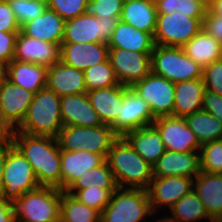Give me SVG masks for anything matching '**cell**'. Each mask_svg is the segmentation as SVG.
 Returning <instances> with one entry per match:
<instances>
[{
    "label": "cell",
    "instance_id": "4fadbf2b",
    "mask_svg": "<svg viewBox=\"0 0 222 222\" xmlns=\"http://www.w3.org/2000/svg\"><path fill=\"white\" fill-rule=\"evenodd\" d=\"M152 52L109 48V60L120 84L131 87L151 72Z\"/></svg>",
    "mask_w": 222,
    "mask_h": 222
},
{
    "label": "cell",
    "instance_id": "3957f363",
    "mask_svg": "<svg viewBox=\"0 0 222 222\" xmlns=\"http://www.w3.org/2000/svg\"><path fill=\"white\" fill-rule=\"evenodd\" d=\"M62 128L60 96L44 87L34 94L24 120L13 132L57 138Z\"/></svg>",
    "mask_w": 222,
    "mask_h": 222
},
{
    "label": "cell",
    "instance_id": "cb8c5ba5",
    "mask_svg": "<svg viewBox=\"0 0 222 222\" xmlns=\"http://www.w3.org/2000/svg\"><path fill=\"white\" fill-rule=\"evenodd\" d=\"M65 20L48 7L42 15L23 24L20 32L23 35L41 41L61 44L64 37Z\"/></svg>",
    "mask_w": 222,
    "mask_h": 222
},
{
    "label": "cell",
    "instance_id": "f35d334b",
    "mask_svg": "<svg viewBox=\"0 0 222 222\" xmlns=\"http://www.w3.org/2000/svg\"><path fill=\"white\" fill-rule=\"evenodd\" d=\"M8 2L20 26L42 15L48 7L47 3L40 0H9Z\"/></svg>",
    "mask_w": 222,
    "mask_h": 222
},
{
    "label": "cell",
    "instance_id": "9f6ffc18",
    "mask_svg": "<svg viewBox=\"0 0 222 222\" xmlns=\"http://www.w3.org/2000/svg\"><path fill=\"white\" fill-rule=\"evenodd\" d=\"M189 1H194L200 3L206 10L210 6V0H189Z\"/></svg>",
    "mask_w": 222,
    "mask_h": 222
},
{
    "label": "cell",
    "instance_id": "277c9868",
    "mask_svg": "<svg viewBox=\"0 0 222 222\" xmlns=\"http://www.w3.org/2000/svg\"><path fill=\"white\" fill-rule=\"evenodd\" d=\"M148 191L140 188H120L101 212L100 222H147L152 217Z\"/></svg>",
    "mask_w": 222,
    "mask_h": 222
},
{
    "label": "cell",
    "instance_id": "484cf974",
    "mask_svg": "<svg viewBox=\"0 0 222 222\" xmlns=\"http://www.w3.org/2000/svg\"><path fill=\"white\" fill-rule=\"evenodd\" d=\"M123 138L151 166L166 151L161 135L153 125L127 132Z\"/></svg>",
    "mask_w": 222,
    "mask_h": 222
},
{
    "label": "cell",
    "instance_id": "7bdbcfd3",
    "mask_svg": "<svg viewBox=\"0 0 222 222\" xmlns=\"http://www.w3.org/2000/svg\"><path fill=\"white\" fill-rule=\"evenodd\" d=\"M20 24L10 8L9 2L0 0V31L20 32Z\"/></svg>",
    "mask_w": 222,
    "mask_h": 222
},
{
    "label": "cell",
    "instance_id": "6da1fadb",
    "mask_svg": "<svg viewBox=\"0 0 222 222\" xmlns=\"http://www.w3.org/2000/svg\"><path fill=\"white\" fill-rule=\"evenodd\" d=\"M12 142L31 164L40 186L61 189V150L57 138L12 132Z\"/></svg>",
    "mask_w": 222,
    "mask_h": 222
},
{
    "label": "cell",
    "instance_id": "ba28073f",
    "mask_svg": "<svg viewBox=\"0 0 222 222\" xmlns=\"http://www.w3.org/2000/svg\"><path fill=\"white\" fill-rule=\"evenodd\" d=\"M3 181L4 190L0 195L12 202L40 187L31 164L14 144L7 151Z\"/></svg>",
    "mask_w": 222,
    "mask_h": 222
},
{
    "label": "cell",
    "instance_id": "8fae6325",
    "mask_svg": "<svg viewBox=\"0 0 222 222\" xmlns=\"http://www.w3.org/2000/svg\"><path fill=\"white\" fill-rule=\"evenodd\" d=\"M131 88L149 104L155 118L173 116L175 83L150 72Z\"/></svg>",
    "mask_w": 222,
    "mask_h": 222
},
{
    "label": "cell",
    "instance_id": "f5cc1de1",
    "mask_svg": "<svg viewBox=\"0 0 222 222\" xmlns=\"http://www.w3.org/2000/svg\"><path fill=\"white\" fill-rule=\"evenodd\" d=\"M213 14L222 17V0H210L208 8Z\"/></svg>",
    "mask_w": 222,
    "mask_h": 222
},
{
    "label": "cell",
    "instance_id": "ee69618b",
    "mask_svg": "<svg viewBox=\"0 0 222 222\" xmlns=\"http://www.w3.org/2000/svg\"><path fill=\"white\" fill-rule=\"evenodd\" d=\"M19 32L0 31V64L6 66L13 60L16 37Z\"/></svg>",
    "mask_w": 222,
    "mask_h": 222
},
{
    "label": "cell",
    "instance_id": "9c48e42d",
    "mask_svg": "<svg viewBox=\"0 0 222 222\" xmlns=\"http://www.w3.org/2000/svg\"><path fill=\"white\" fill-rule=\"evenodd\" d=\"M121 16L96 17L82 14L65 20L62 43H108Z\"/></svg>",
    "mask_w": 222,
    "mask_h": 222
},
{
    "label": "cell",
    "instance_id": "b9f144b4",
    "mask_svg": "<svg viewBox=\"0 0 222 222\" xmlns=\"http://www.w3.org/2000/svg\"><path fill=\"white\" fill-rule=\"evenodd\" d=\"M205 90L222 96V59L214 61L203 68Z\"/></svg>",
    "mask_w": 222,
    "mask_h": 222
},
{
    "label": "cell",
    "instance_id": "44dd1931",
    "mask_svg": "<svg viewBox=\"0 0 222 222\" xmlns=\"http://www.w3.org/2000/svg\"><path fill=\"white\" fill-rule=\"evenodd\" d=\"M46 87L60 97L87 93L84 72L62 61L48 67Z\"/></svg>",
    "mask_w": 222,
    "mask_h": 222
},
{
    "label": "cell",
    "instance_id": "836d02e7",
    "mask_svg": "<svg viewBox=\"0 0 222 222\" xmlns=\"http://www.w3.org/2000/svg\"><path fill=\"white\" fill-rule=\"evenodd\" d=\"M60 219L63 222H100L101 213L80 203L75 197L63 191L60 203Z\"/></svg>",
    "mask_w": 222,
    "mask_h": 222
},
{
    "label": "cell",
    "instance_id": "83f0119b",
    "mask_svg": "<svg viewBox=\"0 0 222 222\" xmlns=\"http://www.w3.org/2000/svg\"><path fill=\"white\" fill-rule=\"evenodd\" d=\"M204 91L203 78L175 83L173 116L185 118L202 110Z\"/></svg>",
    "mask_w": 222,
    "mask_h": 222
},
{
    "label": "cell",
    "instance_id": "11a10c76",
    "mask_svg": "<svg viewBox=\"0 0 222 222\" xmlns=\"http://www.w3.org/2000/svg\"><path fill=\"white\" fill-rule=\"evenodd\" d=\"M5 79H6V67L0 64V88Z\"/></svg>",
    "mask_w": 222,
    "mask_h": 222
},
{
    "label": "cell",
    "instance_id": "db71d44e",
    "mask_svg": "<svg viewBox=\"0 0 222 222\" xmlns=\"http://www.w3.org/2000/svg\"><path fill=\"white\" fill-rule=\"evenodd\" d=\"M155 220L153 221V222H180L179 220H177V219H175V218H173V217H171V216H165L164 215V217H160V218H158L157 219V217L156 218H154Z\"/></svg>",
    "mask_w": 222,
    "mask_h": 222
},
{
    "label": "cell",
    "instance_id": "6f0895ef",
    "mask_svg": "<svg viewBox=\"0 0 222 222\" xmlns=\"http://www.w3.org/2000/svg\"><path fill=\"white\" fill-rule=\"evenodd\" d=\"M132 1H137V0H123L124 3L132 2Z\"/></svg>",
    "mask_w": 222,
    "mask_h": 222
},
{
    "label": "cell",
    "instance_id": "8d00e7d4",
    "mask_svg": "<svg viewBox=\"0 0 222 222\" xmlns=\"http://www.w3.org/2000/svg\"><path fill=\"white\" fill-rule=\"evenodd\" d=\"M68 194L75 197L80 203L93 208L100 213L110 202L112 194L116 190H107L100 187H90L82 190H65Z\"/></svg>",
    "mask_w": 222,
    "mask_h": 222
},
{
    "label": "cell",
    "instance_id": "e575fe53",
    "mask_svg": "<svg viewBox=\"0 0 222 222\" xmlns=\"http://www.w3.org/2000/svg\"><path fill=\"white\" fill-rule=\"evenodd\" d=\"M100 187L107 190L118 188L113 172L109 168L107 161L96 166L85 174L79 176L66 190H82L90 187Z\"/></svg>",
    "mask_w": 222,
    "mask_h": 222
},
{
    "label": "cell",
    "instance_id": "74e56055",
    "mask_svg": "<svg viewBox=\"0 0 222 222\" xmlns=\"http://www.w3.org/2000/svg\"><path fill=\"white\" fill-rule=\"evenodd\" d=\"M201 171L222 174V140L203 144L200 148Z\"/></svg>",
    "mask_w": 222,
    "mask_h": 222
},
{
    "label": "cell",
    "instance_id": "7a4b0ae2",
    "mask_svg": "<svg viewBox=\"0 0 222 222\" xmlns=\"http://www.w3.org/2000/svg\"><path fill=\"white\" fill-rule=\"evenodd\" d=\"M106 161L120 188L148 189L153 168L123 138L119 137L108 152Z\"/></svg>",
    "mask_w": 222,
    "mask_h": 222
},
{
    "label": "cell",
    "instance_id": "8992f818",
    "mask_svg": "<svg viewBox=\"0 0 222 222\" xmlns=\"http://www.w3.org/2000/svg\"><path fill=\"white\" fill-rule=\"evenodd\" d=\"M151 72L172 83L203 78V67L186 55L181 47L155 45Z\"/></svg>",
    "mask_w": 222,
    "mask_h": 222
},
{
    "label": "cell",
    "instance_id": "94428289",
    "mask_svg": "<svg viewBox=\"0 0 222 222\" xmlns=\"http://www.w3.org/2000/svg\"><path fill=\"white\" fill-rule=\"evenodd\" d=\"M217 222H222V216L219 218V220Z\"/></svg>",
    "mask_w": 222,
    "mask_h": 222
},
{
    "label": "cell",
    "instance_id": "7dc6e473",
    "mask_svg": "<svg viewBox=\"0 0 222 222\" xmlns=\"http://www.w3.org/2000/svg\"><path fill=\"white\" fill-rule=\"evenodd\" d=\"M175 10L196 19H204L206 12V9L200 3L189 0H176Z\"/></svg>",
    "mask_w": 222,
    "mask_h": 222
},
{
    "label": "cell",
    "instance_id": "9a60e30c",
    "mask_svg": "<svg viewBox=\"0 0 222 222\" xmlns=\"http://www.w3.org/2000/svg\"><path fill=\"white\" fill-rule=\"evenodd\" d=\"M194 179L183 176L153 177L147 189L153 213L161 207L171 208L184 195L193 190Z\"/></svg>",
    "mask_w": 222,
    "mask_h": 222
},
{
    "label": "cell",
    "instance_id": "ac0fdd59",
    "mask_svg": "<svg viewBox=\"0 0 222 222\" xmlns=\"http://www.w3.org/2000/svg\"><path fill=\"white\" fill-rule=\"evenodd\" d=\"M63 126L99 127L103 123L91 106L87 93L60 97Z\"/></svg>",
    "mask_w": 222,
    "mask_h": 222
},
{
    "label": "cell",
    "instance_id": "60d3db41",
    "mask_svg": "<svg viewBox=\"0 0 222 222\" xmlns=\"http://www.w3.org/2000/svg\"><path fill=\"white\" fill-rule=\"evenodd\" d=\"M88 0H50L49 9L54 10L63 20L75 18L84 14Z\"/></svg>",
    "mask_w": 222,
    "mask_h": 222
},
{
    "label": "cell",
    "instance_id": "ffe728a7",
    "mask_svg": "<svg viewBox=\"0 0 222 222\" xmlns=\"http://www.w3.org/2000/svg\"><path fill=\"white\" fill-rule=\"evenodd\" d=\"M153 177L183 176L194 179L200 172V151L189 153L166 150L152 166Z\"/></svg>",
    "mask_w": 222,
    "mask_h": 222
},
{
    "label": "cell",
    "instance_id": "91938a15",
    "mask_svg": "<svg viewBox=\"0 0 222 222\" xmlns=\"http://www.w3.org/2000/svg\"><path fill=\"white\" fill-rule=\"evenodd\" d=\"M54 222H63V221L59 218L58 220H56Z\"/></svg>",
    "mask_w": 222,
    "mask_h": 222
},
{
    "label": "cell",
    "instance_id": "f6af8a7d",
    "mask_svg": "<svg viewBox=\"0 0 222 222\" xmlns=\"http://www.w3.org/2000/svg\"><path fill=\"white\" fill-rule=\"evenodd\" d=\"M202 29L222 44V17L207 9L202 21Z\"/></svg>",
    "mask_w": 222,
    "mask_h": 222
},
{
    "label": "cell",
    "instance_id": "d4e9b609",
    "mask_svg": "<svg viewBox=\"0 0 222 222\" xmlns=\"http://www.w3.org/2000/svg\"><path fill=\"white\" fill-rule=\"evenodd\" d=\"M125 93L126 86L120 83L87 92L91 106L104 125L111 126L116 121Z\"/></svg>",
    "mask_w": 222,
    "mask_h": 222
},
{
    "label": "cell",
    "instance_id": "52a82bcc",
    "mask_svg": "<svg viewBox=\"0 0 222 222\" xmlns=\"http://www.w3.org/2000/svg\"><path fill=\"white\" fill-rule=\"evenodd\" d=\"M119 136L108 125L99 127L63 126L57 136L60 150H85L105 158Z\"/></svg>",
    "mask_w": 222,
    "mask_h": 222
},
{
    "label": "cell",
    "instance_id": "816d5d0a",
    "mask_svg": "<svg viewBox=\"0 0 222 222\" xmlns=\"http://www.w3.org/2000/svg\"><path fill=\"white\" fill-rule=\"evenodd\" d=\"M12 132L13 130L2 119L1 112H0V142L12 140Z\"/></svg>",
    "mask_w": 222,
    "mask_h": 222
},
{
    "label": "cell",
    "instance_id": "4dcf8cb0",
    "mask_svg": "<svg viewBox=\"0 0 222 222\" xmlns=\"http://www.w3.org/2000/svg\"><path fill=\"white\" fill-rule=\"evenodd\" d=\"M182 48L187 56L203 68L222 59V44L203 29Z\"/></svg>",
    "mask_w": 222,
    "mask_h": 222
},
{
    "label": "cell",
    "instance_id": "d6986e66",
    "mask_svg": "<svg viewBox=\"0 0 222 222\" xmlns=\"http://www.w3.org/2000/svg\"><path fill=\"white\" fill-rule=\"evenodd\" d=\"M109 58L107 43H61V61L84 71Z\"/></svg>",
    "mask_w": 222,
    "mask_h": 222
},
{
    "label": "cell",
    "instance_id": "f546056e",
    "mask_svg": "<svg viewBox=\"0 0 222 222\" xmlns=\"http://www.w3.org/2000/svg\"><path fill=\"white\" fill-rule=\"evenodd\" d=\"M120 19L136 29L154 36L157 21L154 0H137L124 3Z\"/></svg>",
    "mask_w": 222,
    "mask_h": 222
},
{
    "label": "cell",
    "instance_id": "30bf717a",
    "mask_svg": "<svg viewBox=\"0 0 222 222\" xmlns=\"http://www.w3.org/2000/svg\"><path fill=\"white\" fill-rule=\"evenodd\" d=\"M202 21L178 12L157 14L155 45L182 48L201 31Z\"/></svg>",
    "mask_w": 222,
    "mask_h": 222
},
{
    "label": "cell",
    "instance_id": "f1b7e54d",
    "mask_svg": "<svg viewBox=\"0 0 222 222\" xmlns=\"http://www.w3.org/2000/svg\"><path fill=\"white\" fill-rule=\"evenodd\" d=\"M109 48H123L135 52H153L154 36L120 20L108 41Z\"/></svg>",
    "mask_w": 222,
    "mask_h": 222
},
{
    "label": "cell",
    "instance_id": "5b68a950",
    "mask_svg": "<svg viewBox=\"0 0 222 222\" xmlns=\"http://www.w3.org/2000/svg\"><path fill=\"white\" fill-rule=\"evenodd\" d=\"M62 190L40 186L13 202L16 222H54L60 218Z\"/></svg>",
    "mask_w": 222,
    "mask_h": 222
},
{
    "label": "cell",
    "instance_id": "2e32d148",
    "mask_svg": "<svg viewBox=\"0 0 222 222\" xmlns=\"http://www.w3.org/2000/svg\"><path fill=\"white\" fill-rule=\"evenodd\" d=\"M34 94L5 79L0 88V112L2 119L15 130L24 120Z\"/></svg>",
    "mask_w": 222,
    "mask_h": 222
},
{
    "label": "cell",
    "instance_id": "7c38bea8",
    "mask_svg": "<svg viewBox=\"0 0 222 222\" xmlns=\"http://www.w3.org/2000/svg\"><path fill=\"white\" fill-rule=\"evenodd\" d=\"M155 119L149 104L126 86L120 112L110 127L119 137H123L127 132L151 126Z\"/></svg>",
    "mask_w": 222,
    "mask_h": 222
},
{
    "label": "cell",
    "instance_id": "c3c4849f",
    "mask_svg": "<svg viewBox=\"0 0 222 222\" xmlns=\"http://www.w3.org/2000/svg\"><path fill=\"white\" fill-rule=\"evenodd\" d=\"M0 222H16L13 202L0 195Z\"/></svg>",
    "mask_w": 222,
    "mask_h": 222
},
{
    "label": "cell",
    "instance_id": "d590c367",
    "mask_svg": "<svg viewBox=\"0 0 222 222\" xmlns=\"http://www.w3.org/2000/svg\"><path fill=\"white\" fill-rule=\"evenodd\" d=\"M83 72L87 92L119 84L109 58L102 63L87 68Z\"/></svg>",
    "mask_w": 222,
    "mask_h": 222
},
{
    "label": "cell",
    "instance_id": "f907efd6",
    "mask_svg": "<svg viewBox=\"0 0 222 222\" xmlns=\"http://www.w3.org/2000/svg\"><path fill=\"white\" fill-rule=\"evenodd\" d=\"M157 14H170L176 12V0H154Z\"/></svg>",
    "mask_w": 222,
    "mask_h": 222
},
{
    "label": "cell",
    "instance_id": "1f68e13d",
    "mask_svg": "<svg viewBox=\"0 0 222 222\" xmlns=\"http://www.w3.org/2000/svg\"><path fill=\"white\" fill-rule=\"evenodd\" d=\"M185 120L201 146L212 141L222 140V122L212 114L199 110L186 116Z\"/></svg>",
    "mask_w": 222,
    "mask_h": 222
},
{
    "label": "cell",
    "instance_id": "d6a6232c",
    "mask_svg": "<svg viewBox=\"0 0 222 222\" xmlns=\"http://www.w3.org/2000/svg\"><path fill=\"white\" fill-rule=\"evenodd\" d=\"M170 216L180 222H198L203 219L214 222L205 210L203 203L194 190L184 195L170 209Z\"/></svg>",
    "mask_w": 222,
    "mask_h": 222
},
{
    "label": "cell",
    "instance_id": "603a6c76",
    "mask_svg": "<svg viewBox=\"0 0 222 222\" xmlns=\"http://www.w3.org/2000/svg\"><path fill=\"white\" fill-rule=\"evenodd\" d=\"M193 190L203 203L209 217L217 222L222 216V174L201 171L194 178Z\"/></svg>",
    "mask_w": 222,
    "mask_h": 222
},
{
    "label": "cell",
    "instance_id": "e0dca14e",
    "mask_svg": "<svg viewBox=\"0 0 222 222\" xmlns=\"http://www.w3.org/2000/svg\"><path fill=\"white\" fill-rule=\"evenodd\" d=\"M13 60L51 67L61 61V44L41 41L18 33Z\"/></svg>",
    "mask_w": 222,
    "mask_h": 222
},
{
    "label": "cell",
    "instance_id": "681fc988",
    "mask_svg": "<svg viewBox=\"0 0 222 222\" xmlns=\"http://www.w3.org/2000/svg\"><path fill=\"white\" fill-rule=\"evenodd\" d=\"M13 145L12 140L0 142V194L4 190L3 172L8 149Z\"/></svg>",
    "mask_w": 222,
    "mask_h": 222
},
{
    "label": "cell",
    "instance_id": "680465c9",
    "mask_svg": "<svg viewBox=\"0 0 222 222\" xmlns=\"http://www.w3.org/2000/svg\"><path fill=\"white\" fill-rule=\"evenodd\" d=\"M40 1H43L45 3H48L50 0H40Z\"/></svg>",
    "mask_w": 222,
    "mask_h": 222
},
{
    "label": "cell",
    "instance_id": "7402d4cb",
    "mask_svg": "<svg viewBox=\"0 0 222 222\" xmlns=\"http://www.w3.org/2000/svg\"><path fill=\"white\" fill-rule=\"evenodd\" d=\"M105 161L106 158L103 155L89 151L61 150V190L65 191L79 176Z\"/></svg>",
    "mask_w": 222,
    "mask_h": 222
},
{
    "label": "cell",
    "instance_id": "ab89813d",
    "mask_svg": "<svg viewBox=\"0 0 222 222\" xmlns=\"http://www.w3.org/2000/svg\"><path fill=\"white\" fill-rule=\"evenodd\" d=\"M123 0H88L84 14L96 17L121 16Z\"/></svg>",
    "mask_w": 222,
    "mask_h": 222
},
{
    "label": "cell",
    "instance_id": "bcb514c9",
    "mask_svg": "<svg viewBox=\"0 0 222 222\" xmlns=\"http://www.w3.org/2000/svg\"><path fill=\"white\" fill-rule=\"evenodd\" d=\"M202 110L212 114L222 122V96L209 90H205Z\"/></svg>",
    "mask_w": 222,
    "mask_h": 222
},
{
    "label": "cell",
    "instance_id": "5bb4252c",
    "mask_svg": "<svg viewBox=\"0 0 222 222\" xmlns=\"http://www.w3.org/2000/svg\"><path fill=\"white\" fill-rule=\"evenodd\" d=\"M152 125L160 133L166 150L180 153L200 151L201 145L185 118L162 116L156 118Z\"/></svg>",
    "mask_w": 222,
    "mask_h": 222
},
{
    "label": "cell",
    "instance_id": "4316f807",
    "mask_svg": "<svg viewBox=\"0 0 222 222\" xmlns=\"http://www.w3.org/2000/svg\"><path fill=\"white\" fill-rule=\"evenodd\" d=\"M6 79L26 90L37 93L47 84L48 67L12 60L6 66Z\"/></svg>",
    "mask_w": 222,
    "mask_h": 222
}]
</instances>
